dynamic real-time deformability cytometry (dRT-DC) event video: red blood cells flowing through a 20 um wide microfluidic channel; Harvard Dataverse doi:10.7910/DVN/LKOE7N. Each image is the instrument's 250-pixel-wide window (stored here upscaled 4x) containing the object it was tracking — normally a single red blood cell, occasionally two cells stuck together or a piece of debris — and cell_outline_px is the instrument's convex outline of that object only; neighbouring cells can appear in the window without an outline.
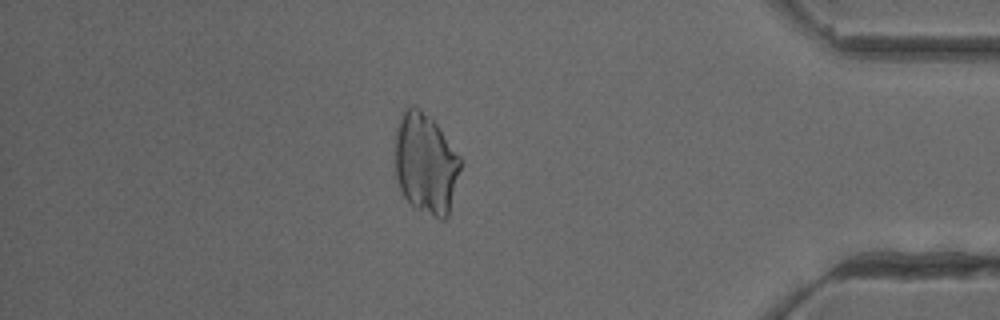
{"species": "common noctule bat (a hibernating species)", "species_latin": "Nyctalus noctula", "temperature_condition": "cold", "stored_images_in_passage": 40, "camera_frame_rate_fps": 3000, "um_per_image_px": 0.085, "animal": {"sex": "female"}, "frame": {"image": 1, "passage_image": 33, "time_ms": 10.667, "image_size_px": [1000, 320], "cell_outline_px": [[460, 168], [448, 216], [444, 220], [440, 220], [416, 208], [404, 196], [400, 188], [396, 176], [396, 132], [400, 120], [404, 112], [412, 104], [420, 108], [436, 124], [460, 156]], "centroid_in_image_um": [36.19, 13.92], "position_along_channel_um": 399.0, "area_um2": 37.69}}